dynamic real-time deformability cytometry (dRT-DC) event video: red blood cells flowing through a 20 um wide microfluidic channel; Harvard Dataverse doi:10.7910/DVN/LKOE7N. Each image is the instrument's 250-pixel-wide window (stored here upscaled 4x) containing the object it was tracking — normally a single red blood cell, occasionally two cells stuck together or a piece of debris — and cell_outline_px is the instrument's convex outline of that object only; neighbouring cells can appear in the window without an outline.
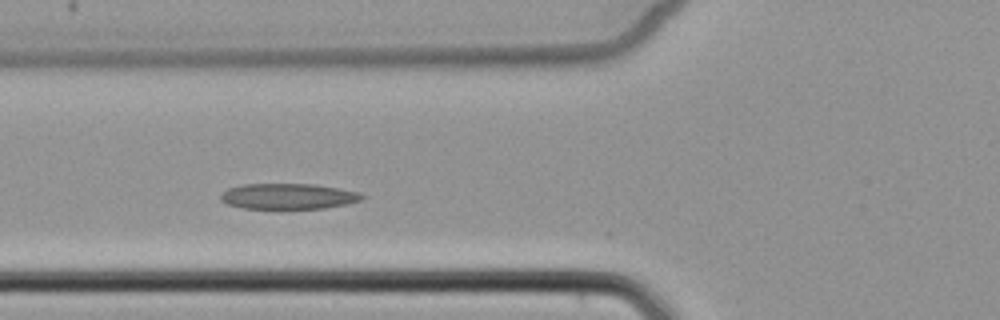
{"species": "common noctule bat (a hibernating species)", "species_latin": "Nyctalus noctula", "temperature_condition": "cold", "stored_images_in_passage": 5, "camera_frame_rate_fps": 3000, "um_per_image_px": 0.085, "animal": {"sex": "female", "body_mass_g": 22.7, "forearm_length_mm": 54.2}, "frame": {"image": 1, "passage_image": 4, "time_ms": 3.333, "image_size_px": [1000, 320], "cell_outline_px": [[364, 196], [360, 200], [348, 204], [324, 208], [244, 208], [228, 204], [220, 200], [220, 192], [228, 188], [244, 184], [312, 184], [360, 192]], "centroid_in_image_um": [24.47, 16.68], "position_along_channel_um": 101.3, "area_um2": 20.98}}
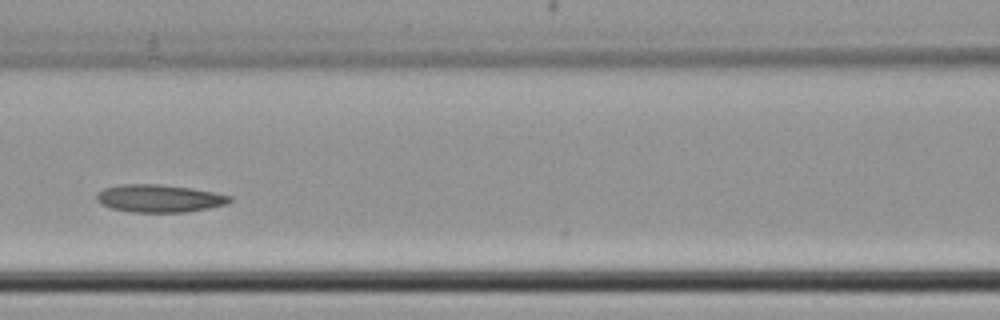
{"frame": {"image": 2, "passage_image": 5, "time_ms": 4.667, "image_size_px": [1000, 320], "cell_outline_px": [[232, 200], [224, 204], [208, 208], [188, 212], [132, 212], [112, 208], [100, 204], [96, 200], [96, 196], [104, 188], [120, 184], [160, 184], [192, 188], [232, 196]], "centroid_in_image_um": [13.52, 16.86], "position_along_channel_um": 153.1, "area_um2": 21.39}}